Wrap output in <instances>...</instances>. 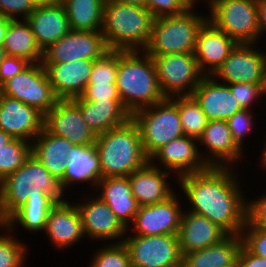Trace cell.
<instances>
[{
    "mask_svg": "<svg viewBox=\"0 0 266 267\" xmlns=\"http://www.w3.org/2000/svg\"><path fill=\"white\" fill-rule=\"evenodd\" d=\"M235 170L209 167L203 172L183 175L177 182L184 194L182 198L189 201L186 210L205 216L228 235L241 234L246 224L247 195Z\"/></svg>",
    "mask_w": 266,
    "mask_h": 267,
    "instance_id": "1",
    "label": "cell"
},
{
    "mask_svg": "<svg viewBox=\"0 0 266 267\" xmlns=\"http://www.w3.org/2000/svg\"><path fill=\"white\" fill-rule=\"evenodd\" d=\"M61 181L52 176L32 154L15 172L0 182V223H4L28 198L52 197L67 202Z\"/></svg>",
    "mask_w": 266,
    "mask_h": 267,
    "instance_id": "2",
    "label": "cell"
},
{
    "mask_svg": "<svg viewBox=\"0 0 266 267\" xmlns=\"http://www.w3.org/2000/svg\"><path fill=\"white\" fill-rule=\"evenodd\" d=\"M116 86L131 115L165 99L153 60L144 50H118Z\"/></svg>",
    "mask_w": 266,
    "mask_h": 267,
    "instance_id": "3",
    "label": "cell"
},
{
    "mask_svg": "<svg viewBox=\"0 0 266 267\" xmlns=\"http://www.w3.org/2000/svg\"><path fill=\"white\" fill-rule=\"evenodd\" d=\"M94 145L100 159L101 178L128 177L149 162L139 129L132 119L97 135Z\"/></svg>",
    "mask_w": 266,
    "mask_h": 267,
    "instance_id": "4",
    "label": "cell"
},
{
    "mask_svg": "<svg viewBox=\"0 0 266 267\" xmlns=\"http://www.w3.org/2000/svg\"><path fill=\"white\" fill-rule=\"evenodd\" d=\"M154 17L145 7L105 0L101 33L108 49L144 50Z\"/></svg>",
    "mask_w": 266,
    "mask_h": 267,
    "instance_id": "5",
    "label": "cell"
},
{
    "mask_svg": "<svg viewBox=\"0 0 266 267\" xmlns=\"http://www.w3.org/2000/svg\"><path fill=\"white\" fill-rule=\"evenodd\" d=\"M207 20L208 15L196 10L154 18L151 38L144 51L149 56L194 53L198 31Z\"/></svg>",
    "mask_w": 266,
    "mask_h": 267,
    "instance_id": "6",
    "label": "cell"
},
{
    "mask_svg": "<svg viewBox=\"0 0 266 267\" xmlns=\"http://www.w3.org/2000/svg\"><path fill=\"white\" fill-rule=\"evenodd\" d=\"M131 119L139 129L148 158L162 146L184 135L178 107L170 98L134 112Z\"/></svg>",
    "mask_w": 266,
    "mask_h": 267,
    "instance_id": "7",
    "label": "cell"
},
{
    "mask_svg": "<svg viewBox=\"0 0 266 267\" xmlns=\"http://www.w3.org/2000/svg\"><path fill=\"white\" fill-rule=\"evenodd\" d=\"M208 10V21L237 43H259L257 0H220Z\"/></svg>",
    "mask_w": 266,
    "mask_h": 267,
    "instance_id": "8",
    "label": "cell"
},
{
    "mask_svg": "<svg viewBox=\"0 0 266 267\" xmlns=\"http://www.w3.org/2000/svg\"><path fill=\"white\" fill-rule=\"evenodd\" d=\"M158 84L165 98L192 95L205 76L194 53H175L151 56Z\"/></svg>",
    "mask_w": 266,
    "mask_h": 267,
    "instance_id": "9",
    "label": "cell"
},
{
    "mask_svg": "<svg viewBox=\"0 0 266 267\" xmlns=\"http://www.w3.org/2000/svg\"><path fill=\"white\" fill-rule=\"evenodd\" d=\"M0 93L38 109L44 115L59 100L41 62L30 63L0 86Z\"/></svg>",
    "mask_w": 266,
    "mask_h": 267,
    "instance_id": "10",
    "label": "cell"
},
{
    "mask_svg": "<svg viewBox=\"0 0 266 267\" xmlns=\"http://www.w3.org/2000/svg\"><path fill=\"white\" fill-rule=\"evenodd\" d=\"M132 267H182L178 235L125 236Z\"/></svg>",
    "mask_w": 266,
    "mask_h": 267,
    "instance_id": "11",
    "label": "cell"
},
{
    "mask_svg": "<svg viewBox=\"0 0 266 267\" xmlns=\"http://www.w3.org/2000/svg\"><path fill=\"white\" fill-rule=\"evenodd\" d=\"M256 43H238L212 75L225 84H263L266 74V52Z\"/></svg>",
    "mask_w": 266,
    "mask_h": 267,
    "instance_id": "12",
    "label": "cell"
},
{
    "mask_svg": "<svg viewBox=\"0 0 266 267\" xmlns=\"http://www.w3.org/2000/svg\"><path fill=\"white\" fill-rule=\"evenodd\" d=\"M176 193L162 202L140 206L126 236L178 235L185 207L179 202L182 200L178 199L179 192Z\"/></svg>",
    "mask_w": 266,
    "mask_h": 267,
    "instance_id": "13",
    "label": "cell"
},
{
    "mask_svg": "<svg viewBox=\"0 0 266 267\" xmlns=\"http://www.w3.org/2000/svg\"><path fill=\"white\" fill-rule=\"evenodd\" d=\"M89 197L73 202L80 214L86 239L105 241V244L107 241L109 244L123 242L128 229L103 200L93 194Z\"/></svg>",
    "mask_w": 266,
    "mask_h": 267,
    "instance_id": "14",
    "label": "cell"
},
{
    "mask_svg": "<svg viewBox=\"0 0 266 267\" xmlns=\"http://www.w3.org/2000/svg\"><path fill=\"white\" fill-rule=\"evenodd\" d=\"M200 149L198 139L183 135L162 146L149 158V162L173 173V179L176 178L174 181L178 182V178L183 175L203 172L209 168Z\"/></svg>",
    "mask_w": 266,
    "mask_h": 267,
    "instance_id": "15",
    "label": "cell"
},
{
    "mask_svg": "<svg viewBox=\"0 0 266 267\" xmlns=\"http://www.w3.org/2000/svg\"><path fill=\"white\" fill-rule=\"evenodd\" d=\"M109 49L101 31H70L43 50L41 63H66L100 58Z\"/></svg>",
    "mask_w": 266,
    "mask_h": 267,
    "instance_id": "16",
    "label": "cell"
},
{
    "mask_svg": "<svg viewBox=\"0 0 266 267\" xmlns=\"http://www.w3.org/2000/svg\"><path fill=\"white\" fill-rule=\"evenodd\" d=\"M44 128L75 145H94L97 138L84 121L79 107L70 99L58 100L44 115Z\"/></svg>",
    "mask_w": 266,
    "mask_h": 267,
    "instance_id": "17",
    "label": "cell"
},
{
    "mask_svg": "<svg viewBox=\"0 0 266 267\" xmlns=\"http://www.w3.org/2000/svg\"><path fill=\"white\" fill-rule=\"evenodd\" d=\"M198 144L204 146L200 154L209 167H234L246 156L234 141L226 120L208 121Z\"/></svg>",
    "mask_w": 266,
    "mask_h": 267,
    "instance_id": "18",
    "label": "cell"
},
{
    "mask_svg": "<svg viewBox=\"0 0 266 267\" xmlns=\"http://www.w3.org/2000/svg\"><path fill=\"white\" fill-rule=\"evenodd\" d=\"M44 128V114L0 93V129L13 138L32 142Z\"/></svg>",
    "mask_w": 266,
    "mask_h": 267,
    "instance_id": "19",
    "label": "cell"
},
{
    "mask_svg": "<svg viewBox=\"0 0 266 267\" xmlns=\"http://www.w3.org/2000/svg\"><path fill=\"white\" fill-rule=\"evenodd\" d=\"M44 235L49 239L50 245H53L55 249L58 248V251L70 249L72 245L86 238L80 214L73 201L57 203L50 210Z\"/></svg>",
    "mask_w": 266,
    "mask_h": 267,
    "instance_id": "20",
    "label": "cell"
},
{
    "mask_svg": "<svg viewBox=\"0 0 266 267\" xmlns=\"http://www.w3.org/2000/svg\"><path fill=\"white\" fill-rule=\"evenodd\" d=\"M237 44L207 20L198 31L194 50L201 72L212 76Z\"/></svg>",
    "mask_w": 266,
    "mask_h": 267,
    "instance_id": "21",
    "label": "cell"
},
{
    "mask_svg": "<svg viewBox=\"0 0 266 267\" xmlns=\"http://www.w3.org/2000/svg\"><path fill=\"white\" fill-rule=\"evenodd\" d=\"M94 60L80 59L66 63H42L59 100L80 97L89 83Z\"/></svg>",
    "mask_w": 266,
    "mask_h": 267,
    "instance_id": "22",
    "label": "cell"
},
{
    "mask_svg": "<svg viewBox=\"0 0 266 267\" xmlns=\"http://www.w3.org/2000/svg\"><path fill=\"white\" fill-rule=\"evenodd\" d=\"M26 21L42 51L71 31L65 7L60 0L37 4Z\"/></svg>",
    "mask_w": 266,
    "mask_h": 267,
    "instance_id": "23",
    "label": "cell"
},
{
    "mask_svg": "<svg viewBox=\"0 0 266 267\" xmlns=\"http://www.w3.org/2000/svg\"><path fill=\"white\" fill-rule=\"evenodd\" d=\"M192 96L200 104L208 121H227L235 112L242 110L229 85L213 76H204Z\"/></svg>",
    "mask_w": 266,
    "mask_h": 267,
    "instance_id": "24",
    "label": "cell"
},
{
    "mask_svg": "<svg viewBox=\"0 0 266 267\" xmlns=\"http://www.w3.org/2000/svg\"><path fill=\"white\" fill-rule=\"evenodd\" d=\"M173 173L153 166L148 162L143 168L128 176L132 195L140 206L162 202L176 191L171 182ZM171 184V185H170ZM172 187V188H171Z\"/></svg>",
    "mask_w": 266,
    "mask_h": 267,
    "instance_id": "25",
    "label": "cell"
},
{
    "mask_svg": "<svg viewBox=\"0 0 266 267\" xmlns=\"http://www.w3.org/2000/svg\"><path fill=\"white\" fill-rule=\"evenodd\" d=\"M228 234L205 216L183 210L178 232L181 255L220 243Z\"/></svg>",
    "mask_w": 266,
    "mask_h": 267,
    "instance_id": "26",
    "label": "cell"
},
{
    "mask_svg": "<svg viewBox=\"0 0 266 267\" xmlns=\"http://www.w3.org/2000/svg\"><path fill=\"white\" fill-rule=\"evenodd\" d=\"M80 109L84 121L96 135L120 127L131 119L121 99L83 100L71 99Z\"/></svg>",
    "mask_w": 266,
    "mask_h": 267,
    "instance_id": "27",
    "label": "cell"
},
{
    "mask_svg": "<svg viewBox=\"0 0 266 267\" xmlns=\"http://www.w3.org/2000/svg\"><path fill=\"white\" fill-rule=\"evenodd\" d=\"M95 189L99 192L95 195L111 208L119 221L128 229L140 207L132 195L128 177L101 178Z\"/></svg>",
    "mask_w": 266,
    "mask_h": 267,
    "instance_id": "28",
    "label": "cell"
},
{
    "mask_svg": "<svg viewBox=\"0 0 266 267\" xmlns=\"http://www.w3.org/2000/svg\"><path fill=\"white\" fill-rule=\"evenodd\" d=\"M100 179V159L95 145H75L69 152L64 177L60 180L64 191L80 182L91 184L95 190Z\"/></svg>",
    "mask_w": 266,
    "mask_h": 267,
    "instance_id": "29",
    "label": "cell"
},
{
    "mask_svg": "<svg viewBox=\"0 0 266 267\" xmlns=\"http://www.w3.org/2000/svg\"><path fill=\"white\" fill-rule=\"evenodd\" d=\"M75 146L64 137L49 133L45 128L31 142V154L49 173L61 180L64 177L68 155Z\"/></svg>",
    "mask_w": 266,
    "mask_h": 267,
    "instance_id": "30",
    "label": "cell"
},
{
    "mask_svg": "<svg viewBox=\"0 0 266 267\" xmlns=\"http://www.w3.org/2000/svg\"><path fill=\"white\" fill-rule=\"evenodd\" d=\"M242 236L228 235L220 243L182 255V267H229L237 262Z\"/></svg>",
    "mask_w": 266,
    "mask_h": 267,
    "instance_id": "31",
    "label": "cell"
},
{
    "mask_svg": "<svg viewBox=\"0 0 266 267\" xmlns=\"http://www.w3.org/2000/svg\"><path fill=\"white\" fill-rule=\"evenodd\" d=\"M2 48L7 56L26 59L30 63L42 62L43 51L26 19L10 20Z\"/></svg>",
    "mask_w": 266,
    "mask_h": 267,
    "instance_id": "32",
    "label": "cell"
},
{
    "mask_svg": "<svg viewBox=\"0 0 266 267\" xmlns=\"http://www.w3.org/2000/svg\"><path fill=\"white\" fill-rule=\"evenodd\" d=\"M57 204L52 197L28 198L27 202L17 209L3 224L12 232L18 225L28 232H43L50 210Z\"/></svg>",
    "mask_w": 266,
    "mask_h": 267,
    "instance_id": "33",
    "label": "cell"
},
{
    "mask_svg": "<svg viewBox=\"0 0 266 267\" xmlns=\"http://www.w3.org/2000/svg\"><path fill=\"white\" fill-rule=\"evenodd\" d=\"M72 31H101L105 0H60Z\"/></svg>",
    "mask_w": 266,
    "mask_h": 267,
    "instance_id": "34",
    "label": "cell"
},
{
    "mask_svg": "<svg viewBox=\"0 0 266 267\" xmlns=\"http://www.w3.org/2000/svg\"><path fill=\"white\" fill-rule=\"evenodd\" d=\"M170 99L178 107L184 135L199 139L208 122L200 104L192 95L173 96Z\"/></svg>",
    "mask_w": 266,
    "mask_h": 267,
    "instance_id": "35",
    "label": "cell"
},
{
    "mask_svg": "<svg viewBox=\"0 0 266 267\" xmlns=\"http://www.w3.org/2000/svg\"><path fill=\"white\" fill-rule=\"evenodd\" d=\"M0 229L4 232L0 234V267H25L29 253L27 244L19 241L18 237L15 239L16 232H12L5 224L0 223Z\"/></svg>",
    "mask_w": 266,
    "mask_h": 267,
    "instance_id": "36",
    "label": "cell"
},
{
    "mask_svg": "<svg viewBox=\"0 0 266 267\" xmlns=\"http://www.w3.org/2000/svg\"><path fill=\"white\" fill-rule=\"evenodd\" d=\"M31 155V142L14 138L0 149V182L17 171Z\"/></svg>",
    "mask_w": 266,
    "mask_h": 267,
    "instance_id": "37",
    "label": "cell"
},
{
    "mask_svg": "<svg viewBox=\"0 0 266 267\" xmlns=\"http://www.w3.org/2000/svg\"><path fill=\"white\" fill-rule=\"evenodd\" d=\"M106 244L93 252L89 267H132L128 250L123 242Z\"/></svg>",
    "mask_w": 266,
    "mask_h": 267,
    "instance_id": "38",
    "label": "cell"
},
{
    "mask_svg": "<svg viewBox=\"0 0 266 267\" xmlns=\"http://www.w3.org/2000/svg\"><path fill=\"white\" fill-rule=\"evenodd\" d=\"M118 50L109 49L94 60L88 84H116Z\"/></svg>",
    "mask_w": 266,
    "mask_h": 267,
    "instance_id": "39",
    "label": "cell"
},
{
    "mask_svg": "<svg viewBox=\"0 0 266 267\" xmlns=\"http://www.w3.org/2000/svg\"><path fill=\"white\" fill-rule=\"evenodd\" d=\"M256 113L248 109H242L235 112L228 120V126L236 144L244 151V140L252 133L255 127ZM248 134V135H247Z\"/></svg>",
    "mask_w": 266,
    "mask_h": 267,
    "instance_id": "40",
    "label": "cell"
},
{
    "mask_svg": "<svg viewBox=\"0 0 266 267\" xmlns=\"http://www.w3.org/2000/svg\"><path fill=\"white\" fill-rule=\"evenodd\" d=\"M228 85L242 109L252 110L251 108L257 105L255 103L259 104L260 100L263 101V84L239 82Z\"/></svg>",
    "mask_w": 266,
    "mask_h": 267,
    "instance_id": "41",
    "label": "cell"
},
{
    "mask_svg": "<svg viewBox=\"0 0 266 267\" xmlns=\"http://www.w3.org/2000/svg\"><path fill=\"white\" fill-rule=\"evenodd\" d=\"M241 236L243 245L251 253L266 258V230L256 228L246 221Z\"/></svg>",
    "mask_w": 266,
    "mask_h": 267,
    "instance_id": "42",
    "label": "cell"
},
{
    "mask_svg": "<svg viewBox=\"0 0 266 267\" xmlns=\"http://www.w3.org/2000/svg\"><path fill=\"white\" fill-rule=\"evenodd\" d=\"M36 5L33 0H0V15L12 20L26 19Z\"/></svg>",
    "mask_w": 266,
    "mask_h": 267,
    "instance_id": "43",
    "label": "cell"
},
{
    "mask_svg": "<svg viewBox=\"0 0 266 267\" xmlns=\"http://www.w3.org/2000/svg\"><path fill=\"white\" fill-rule=\"evenodd\" d=\"M145 8L154 18L181 15L188 10L180 0H145Z\"/></svg>",
    "mask_w": 266,
    "mask_h": 267,
    "instance_id": "44",
    "label": "cell"
},
{
    "mask_svg": "<svg viewBox=\"0 0 266 267\" xmlns=\"http://www.w3.org/2000/svg\"><path fill=\"white\" fill-rule=\"evenodd\" d=\"M254 199L247 200L246 221L256 228L266 230V193Z\"/></svg>",
    "mask_w": 266,
    "mask_h": 267,
    "instance_id": "45",
    "label": "cell"
},
{
    "mask_svg": "<svg viewBox=\"0 0 266 267\" xmlns=\"http://www.w3.org/2000/svg\"><path fill=\"white\" fill-rule=\"evenodd\" d=\"M80 97L83 100L120 99L116 84H88Z\"/></svg>",
    "mask_w": 266,
    "mask_h": 267,
    "instance_id": "46",
    "label": "cell"
},
{
    "mask_svg": "<svg viewBox=\"0 0 266 267\" xmlns=\"http://www.w3.org/2000/svg\"><path fill=\"white\" fill-rule=\"evenodd\" d=\"M29 64L26 59L6 55L0 62V86L23 71Z\"/></svg>",
    "mask_w": 266,
    "mask_h": 267,
    "instance_id": "47",
    "label": "cell"
},
{
    "mask_svg": "<svg viewBox=\"0 0 266 267\" xmlns=\"http://www.w3.org/2000/svg\"><path fill=\"white\" fill-rule=\"evenodd\" d=\"M240 267H266V258L251 253L242 245L238 259Z\"/></svg>",
    "mask_w": 266,
    "mask_h": 267,
    "instance_id": "48",
    "label": "cell"
},
{
    "mask_svg": "<svg viewBox=\"0 0 266 267\" xmlns=\"http://www.w3.org/2000/svg\"><path fill=\"white\" fill-rule=\"evenodd\" d=\"M259 39L266 33V0H257Z\"/></svg>",
    "mask_w": 266,
    "mask_h": 267,
    "instance_id": "49",
    "label": "cell"
},
{
    "mask_svg": "<svg viewBox=\"0 0 266 267\" xmlns=\"http://www.w3.org/2000/svg\"><path fill=\"white\" fill-rule=\"evenodd\" d=\"M10 20V18L0 15V46L3 44Z\"/></svg>",
    "mask_w": 266,
    "mask_h": 267,
    "instance_id": "50",
    "label": "cell"
},
{
    "mask_svg": "<svg viewBox=\"0 0 266 267\" xmlns=\"http://www.w3.org/2000/svg\"><path fill=\"white\" fill-rule=\"evenodd\" d=\"M14 138L0 129V149L10 143Z\"/></svg>",
    "mask_w": 266,
    "mask_h": 267,
    "instance_id": "51",
    "label": "cell"
},
{
    "mask_svg": "<svg viewBox=\"0 0 266 267\" xmlns=\"http://www.w3.org/2000/svg\"><path fill=\"white\" fill-rule=\"evenodd\" d=\"M117 3L145 7V0H112Z\"/></svg>",
    "mask_w": 266,
    "mask_h": 267,
    "instance_id": "52",
    "label": "cell"
},
{
    "mask_svg": "<svg viewBox=\"0 0 266 267\" xmlns=\"http://www.w3.org/2000/svg\"><path fill=\"white\" fill-rule=\"evenodd\" d=\"M199 1L203 0H180V2L188 9V10H196L197 4ZM198 2V3H197Z\"/></svg>",
    "mask_w": 266,
    "mask_h": 267,
    "instance_id": "53",
    "label": "cell"
},
{
    "mask_svg": "<svg viewBox=\"0 0 266 267\" xmlns=\"http://www.w3.org/2000/svg\"><path fill=\"white\" fill-rule=\"evenodd\" d=\"M264 139H266V138H264ZM264 143V146H262L264 149L263 150H261V157H260V162H259V165H260V167L262 166V170H264L265 169V171H266V140H265V142H263Z\"/></svg>",
    "mask_w": 266,
    "mask_h": 267,
    "instance_id": "54",
    "label": "cell"
},
{
    "mask_svg": "<svg viewBox=\"0 0 266 267\" xmlns=\"http://www.w3.org/2000/svg\"><path fill=\"white\" fill-rule=\"evenodd\" d=\"M205 4L207 3V7L210 9L215 3L219 2L220 0H205Z\"/></svg>",
    "mask_w": 266,
    "mask_h": 267,
    "instance_id": "55",
    "label": "cell"
},
{
    "mask_svg": "<svg viewBox=\"0 0 266 267\" xmlns=\"http://www.w3.org/2000/svg\"><path fill=\"white\" fill-rule=\"evenodd\" d=\"M36 4L50 3L54 0H33Z\"/></svg>",
    "mask_w": 266,
    "mask_h": 267,
    "instance_id": "56",
    "label": "cell"
},
{
    "mask_svg": "<svg viewBox=\"0 0 266 267\" xmlns=\"http://www.w3.org/2000/svg\"><path fill=\"white\" fill-rule=\"evenodd\" d=\"M262 92H263V97H265L264 95H266V74H265L264 83L262 86Z\"/></svg>",
    "mask_w": 266,
    "mask_h": 267,
    "instance_id": "57",
    "label": "cell"
},
{
    "mask_svg": "<svg viewBox=\"0 0 266 267\" xmlns=\"http://www.w3.org/2000/svg\"><path fill=\"white\" fill-rule=\"evenodd\" d=\"M5 56H6V55H5V52H4L3 48H2V46H0V62L2 61V59H3Z\"/></svg>",
    "mask_w": 266,
    "mask_h": 267,
    "instance_id": "58",
    "label": "cell"
},
{
    "mask_svg": "<svg viewBox=\"0 0 266 267\" xmlns=\"http://www.w3.org/2000/svg\"><path fill=\"white\" fill-rule=\"evenodd\" d=\"M229 267H240L238 261Z\"/></svg>",
    "mask_w": 266,
    "mask_h": 267,
    "instance_id": "59",
    "label": "cell"
}]
</instances>
